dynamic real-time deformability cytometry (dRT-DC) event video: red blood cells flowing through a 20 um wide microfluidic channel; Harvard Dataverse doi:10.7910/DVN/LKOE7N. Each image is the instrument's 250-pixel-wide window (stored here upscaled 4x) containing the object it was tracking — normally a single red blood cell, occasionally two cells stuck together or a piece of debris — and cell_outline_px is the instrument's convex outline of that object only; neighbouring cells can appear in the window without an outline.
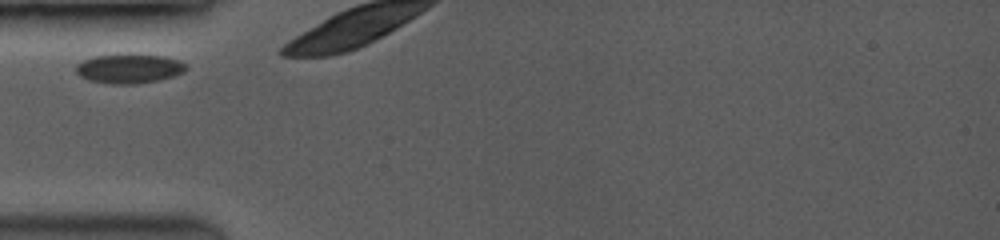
{"species": "common noctule bat (a hibernating species)", "species_latin": "Nyctalus noctula", "temperature_condition": "room temperature", "stored_images_in_passage": 8, "camera_frame_rate_fps": 3500, "um_per_image_px": 0.085, "animal": {"sex": "female", "body_mass_g": 19.0, "forearm_length_mm": 53.3}, "frame": {"image": 1, "passage_image": 1, "time_ms": 0.0, "image_size_px": [1000, 240], "cell_outline_px": [[188, 68], [184, 72], [172, 76], [156, 80], [132, 84], [116, 84], [88, 80], [80, 76], [76, 72], [76, 64], [92, 56], [164, 56], [176, 60], [184, 64]], "centroid_in_image_um": [10.94, 5.85], "position_along_channel_um": 74.1, "area_um2": 18.03}}